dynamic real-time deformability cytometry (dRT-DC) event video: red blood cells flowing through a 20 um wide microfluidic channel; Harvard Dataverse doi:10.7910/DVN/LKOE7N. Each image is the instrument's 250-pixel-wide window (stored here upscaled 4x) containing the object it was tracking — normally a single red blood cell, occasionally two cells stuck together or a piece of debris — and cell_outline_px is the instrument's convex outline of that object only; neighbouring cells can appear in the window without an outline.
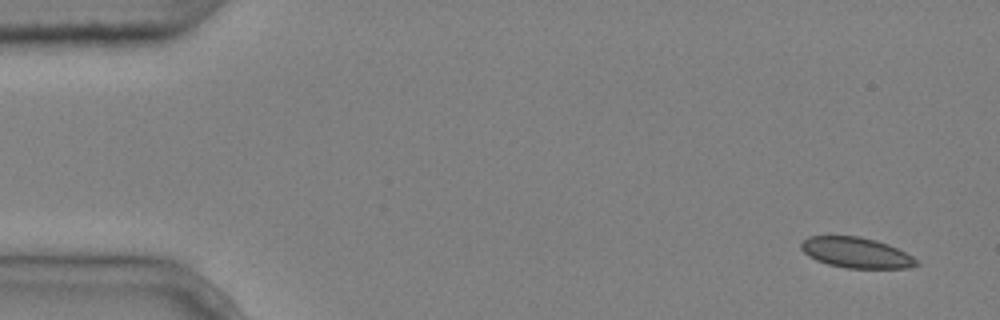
{"species": "common noctule bat (a hibernating species)", "species_latin": "Nyctalus noctula", "temperature_condition": "cold", "stored_images_in_passage": 7, "camera_frame_rate_fps": 3000, "um_per_image_px": 0.085, "animal": {"sex": "male", "body_mass_g": 20.4}, "frame": {"image": 1, "passage_image": 1, "time_ms": 0.0, "image_size_px": [1000, 320], "cell_outline_px": [[920, 264], [908, 268], [848, 268], [828, 264], [816, 260], [808, 256], [800, 248], [800, 244], [808, 236], [860, 236], [876, 240], [888, 244], [912, 256]], "centroid_in_image_um": [72.76, 21.47], "position_along_channel_um": 12.2, "area_um2": 20.46}}